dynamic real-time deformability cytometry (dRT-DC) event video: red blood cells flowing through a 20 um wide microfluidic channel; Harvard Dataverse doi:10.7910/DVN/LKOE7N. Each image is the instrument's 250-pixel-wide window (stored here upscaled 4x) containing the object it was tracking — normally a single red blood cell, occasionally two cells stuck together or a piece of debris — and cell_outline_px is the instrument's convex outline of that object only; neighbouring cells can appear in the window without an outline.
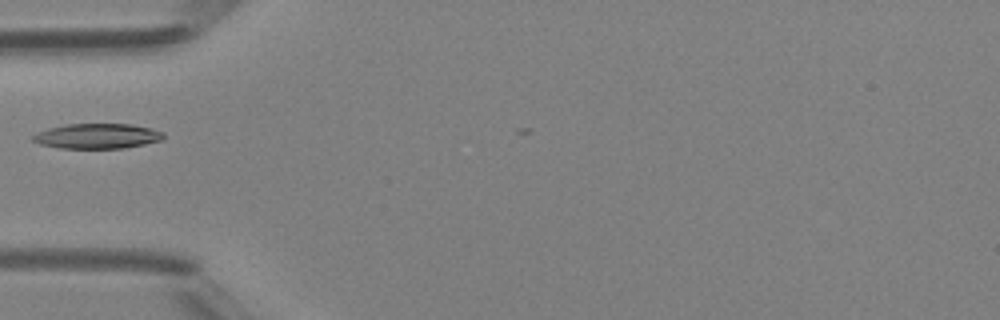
{"species": "Egyptian fruit bat (a non-hibernating species)", "species_latin": "Rousettus aegyptiacus", "temperature_condition": "room temperature", "stored_images_in_passage": 5, "camera_frame_rate_fps": 3000, "um_per_image_px": 0.085, "animal": {"sex": "female"}, "frame": {"image": 1, "passage_image": 5, "time_ms": 4.667, "image_size_px": [1000, 320], "cell_outline_px": [[164, 140], [124, 148], [60, 148], [40, 144], [32, 140], [32, 136], [48, 128], [64, 124], [132, 124], [152, 128], [164, 132]], "centroid_in_image_um": [8.31, 11.56], "position_along_channel_um": 76.7, "area_um2": 19.13}}